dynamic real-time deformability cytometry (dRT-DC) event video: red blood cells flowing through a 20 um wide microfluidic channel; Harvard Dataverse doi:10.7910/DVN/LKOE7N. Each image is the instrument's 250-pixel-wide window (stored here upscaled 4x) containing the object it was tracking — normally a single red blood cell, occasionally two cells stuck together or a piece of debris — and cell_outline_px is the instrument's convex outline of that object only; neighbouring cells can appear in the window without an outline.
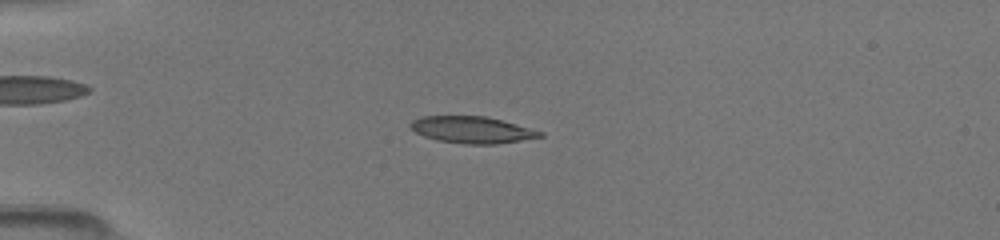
{"species": "common noctule bat (a hibernating species)", "species_latin": "Nyctalus noctula", "temperature_condition": "room temperature", "stored_images_in_passage": 7, "camera_frame_rate_fps": 3000, "um_per_image_px": 0.085, "animal": {"sex": "female", "body_mass_g": 19.5, "forearm_length_mm": 54.1}, "frame": {"image": 1, "passage_image": 6, "time_ms": 4.0, "image_size_px": [1000, 240], "cell_outline_px": [[544, 136], [496, 144], [464, 144], [436, 140], [424, 136], [408, 128], [408, 124], [412, 120], [424, 116], [484, 116], [516, 124], [544, 132]], "centroid_in_image_um": [40.08, 11.03], "position_along_channel_um": 44.9, "area_um2": 20.11}}